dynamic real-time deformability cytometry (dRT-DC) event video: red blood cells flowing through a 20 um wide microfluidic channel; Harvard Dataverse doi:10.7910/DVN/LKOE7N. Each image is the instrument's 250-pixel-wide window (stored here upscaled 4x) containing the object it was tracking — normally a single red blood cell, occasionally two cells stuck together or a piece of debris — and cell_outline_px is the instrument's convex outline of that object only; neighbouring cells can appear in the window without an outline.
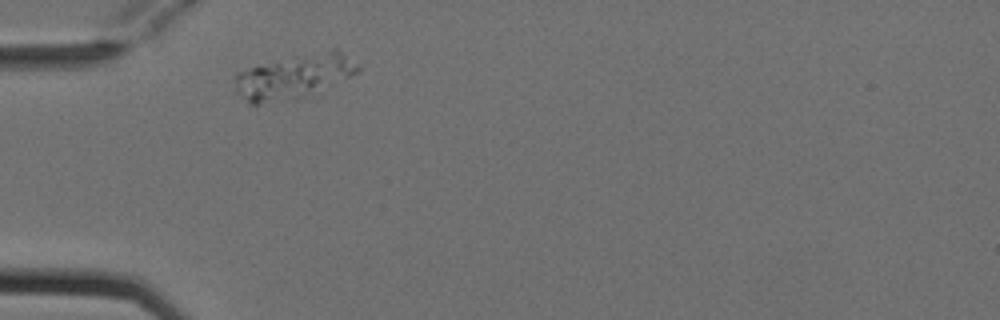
{"species": "Egyptian fruit bat (a non-hibernating species)", "species_latin": "Rousettus aegyptiacus", "temperature_condition": "cold", "stored_images_in_passage": 2, "camera_frame_rate_fps": 3000, "um_per_image_px": 0.085, "animal": {"sex": "female"}, "frame": {"image": 1, "passage_image": 1, "time_ms": 0.0, "image_size_px": [1000, 320], "cell_outline_px": [[360, 72], [304, 96], [256, 108], [248, 104], [236, 96], [236, 72], [332, 48], [336, 48], [360, 64]], "centroid_in_image_um": [24.97, 6.57], "position_along_channel_um": 60.0, "area_um2": 31.44}}